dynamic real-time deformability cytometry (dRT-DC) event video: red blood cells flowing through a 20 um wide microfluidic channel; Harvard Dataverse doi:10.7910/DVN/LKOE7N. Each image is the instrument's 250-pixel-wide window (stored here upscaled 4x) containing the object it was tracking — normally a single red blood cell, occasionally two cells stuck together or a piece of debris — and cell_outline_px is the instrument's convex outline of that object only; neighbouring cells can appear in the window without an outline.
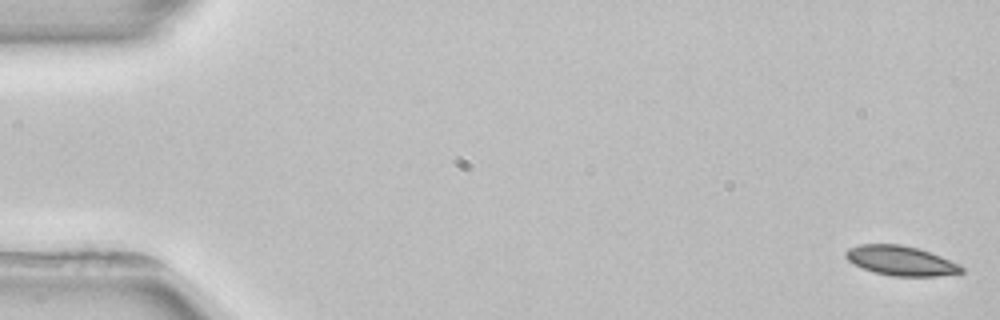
{"species": "common noctule bat (a hibernating species)", "species_latin": "Nyctalus noctula", "temperature_condition": "room temperature", "stored_images_in_passage": 3, "camera_frame_rate_fps": 3000, "um_per_image_px": 0.085, "animal": {"sex": "female", "body_mass_g": 22.7, "forearm_length_mm": 54.2}, "frame": {"image": 1, "passage_image": 1, "time_ms": 0.0, "image_size_px": [1000, 320], "cell_outline_px": [[964, 272], [936, 276], [892, 276], [872, 272], [848, 260], [844, 256], [844, 252], [848, 248], [860, 244], [900, 244], [920, 248], [960, 264], [964, 268]], "centroid_in_image_um": [76.57, 22.15], "position_along_channel_um": 8.4, "area_um2": 20.06}}
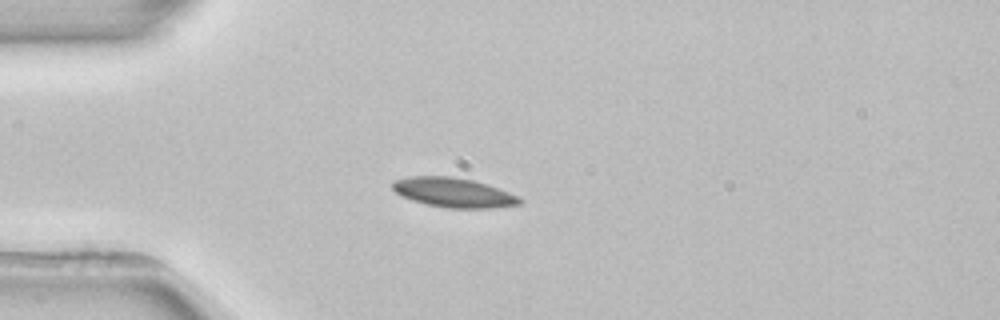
{"frame": {"image": 2, "passage_image": 3, "time_ms": 4.333, "image_size_px": [1000, 320], "cell_outline_px": [[524, 200], [520, 204], [492, 208], [448, 208], [428, 204], [412, 200], [396, 192], [392, 188], [392, 180], [408, 176], [452, 176], [472, 180], [520, 196]], "centroid_in_image_um": [38.55, 16.36], "position_along_channel_um": 46.5, "area_um2": 21.73}}